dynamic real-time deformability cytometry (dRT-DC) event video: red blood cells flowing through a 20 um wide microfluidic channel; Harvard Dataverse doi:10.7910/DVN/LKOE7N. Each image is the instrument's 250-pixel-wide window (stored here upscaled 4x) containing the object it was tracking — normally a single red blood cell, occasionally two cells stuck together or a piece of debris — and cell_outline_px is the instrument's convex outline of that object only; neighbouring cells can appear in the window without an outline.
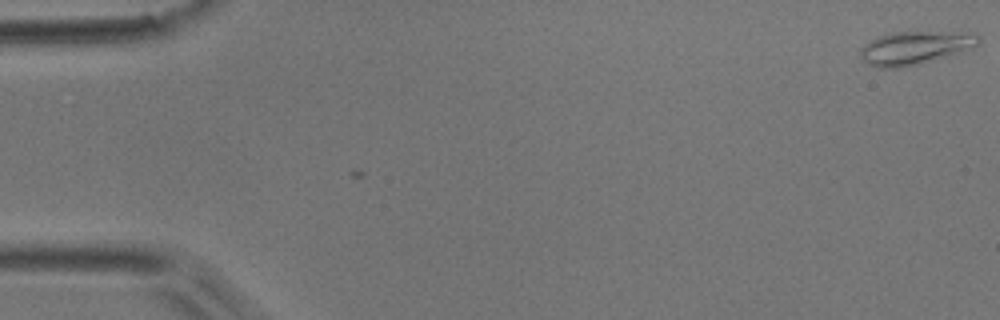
{"species": "common noctule bat (a hibernating species)", "species_latin": "Nyctalus noctula", "temperature_condition": "room temperature", "stored_images_in_passage": 2, "camera_frame_rate_fps": 3000, "um_per_image_px": 0.085, "animal": {"sex": "male", "body_mass_g": 17.9}, "frame": {"image": 1, "passage_image": 2, "time_ms": 0.333, "image_size_px": [1000, 320], "cell_outline_px": [[980, 44], [972, 48], [920, 64], [900, 68], [880, 68], [868, 64], [860, 56], [860, 48], [864, 44], [876, 36], [892, 32], [976, 32], [980, 36]], "centroid_in_image_um": [77.78, 4.05], "position_along_channel_um": 7.2, "area_um2": 23.12}}